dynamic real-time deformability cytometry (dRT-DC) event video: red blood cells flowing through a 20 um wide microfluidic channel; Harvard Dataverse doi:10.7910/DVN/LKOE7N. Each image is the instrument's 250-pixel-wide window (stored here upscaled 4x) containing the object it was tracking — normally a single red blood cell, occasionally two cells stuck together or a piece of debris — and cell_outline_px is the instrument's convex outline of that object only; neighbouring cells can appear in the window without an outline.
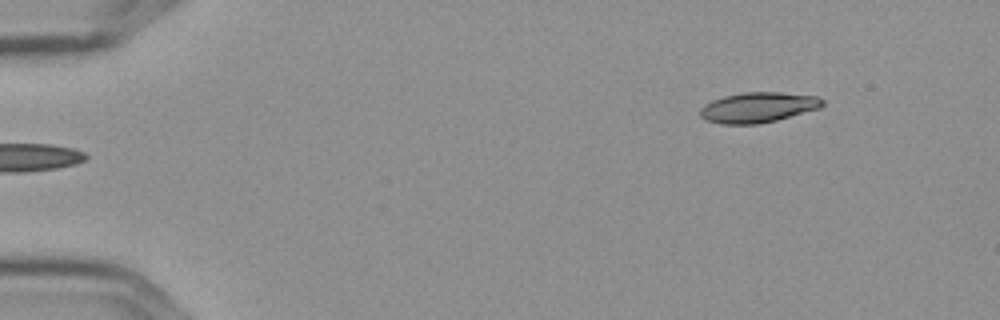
{"species": "Egyptian fruit bat (a non-hibernating species)", "species_latin": "Rousettus aegyptiacus", "temperature_condition": "cold", "stored_images_in_passage": 6, "segment_of_instrument_passage": [2, 2], "camera_frame_rate_fps": 3000, "um_per_image_px": 0.085, "frame": {"image": 1, "passage_image": 6, "time_ms": 1.667, "image_size_px": [1000, 320], "cell_outline_px": [[824, 104], [820, 108], [776, 120], [760, 124], [720, 124], [704, 120], [700, 116], [700, 108], [704, 104], [712, 100], [724, 96], [744, 92], [780, 92], [816, 96], [824, 100]], "centroid_in_image_um": [64.4, 9.13], "position_along_channel_um": 20.6, "area_um2": 21.68}}